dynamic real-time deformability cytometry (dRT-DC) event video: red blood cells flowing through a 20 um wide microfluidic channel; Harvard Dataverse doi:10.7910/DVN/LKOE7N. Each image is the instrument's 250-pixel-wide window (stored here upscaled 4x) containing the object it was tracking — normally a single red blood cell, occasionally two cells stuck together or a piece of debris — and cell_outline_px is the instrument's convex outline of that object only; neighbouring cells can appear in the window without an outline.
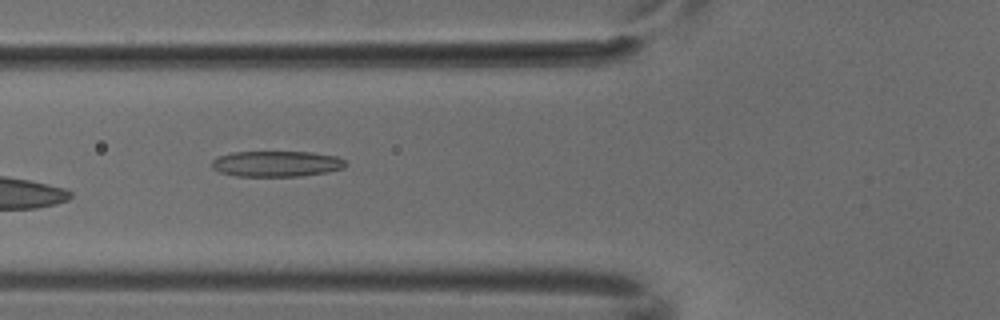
{"species": "common noctule bat (a hibernating species)", "species_latin": "Nyctalus noctula", "temperature_condition": "cold", "stored_images_in_passage": 6, "camera_frame_rate_fps": 3000, "um_per_image_px": 0.085, "animal": {"sex": "male", "body_mass_g": 18.8}, "frame": {"image": 1, "passage_image": 5, "time_ms": 1.333, "image_size_px": [1000, 320], "cell_outline_px": [[348, 164], [344, 168], [328, 172], [300, 176], [236, 176], [220, 172], [212, 168], [212, 160], [216, 156], [232, 152], [312, 152], [336, 156], [344, 160]], "centroid_in_image_um": [23.5, 13.92], "position_along_channel_um": 102.3, "area_um2": 20.23}}
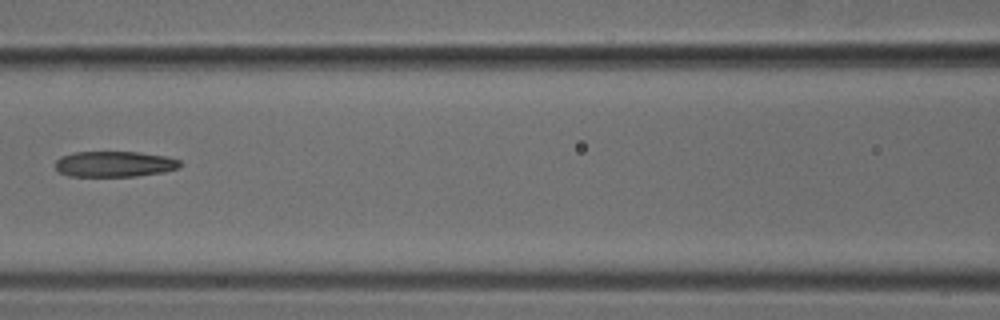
{"frame": {"image": 2, "passage_image": 6, "time_ms": 1.667, "image_size_px": [1000, 320], "cell_outline_px": [[180, 168], [164, 172], [136, 176], [68, 176], [60, 172], [56, 168], [56, 160], [60, 156], [72, 152], [136, 152], [168, 156], [180, 160]], "centroid_in_image_um": [9.74, 13.94], "position_along_channel_um": 156.9, "area_um2": 18.79}}